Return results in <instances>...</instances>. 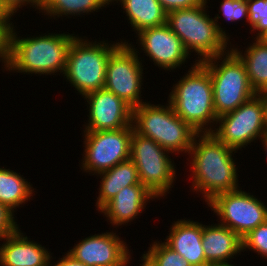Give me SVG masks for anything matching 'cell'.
Returning a JSON list of instances; mask_svg holds the SVG:
<instances>
[{
    "mask_svg": "<svg viewBox=\"0 0 267 266\" xmlns=\"http://www.w3.org/2000/svg\"><path fill=\"white\" fill-rule=\"evenodd\" d=\"M236 151L219 141L212 133L195 135L188 153L192 158V190L203 194L205 202H209L217 194L240 188L237 166L232 157Z\"/></svg>",
    "mask_w": 267,
    "mask_h": 266,
    "instance_id": "cell-1",
    "label": "cell"
},
{
    "mask_svg": "<svg viewBox=\"0 0 267 266\" xmlns=\"http://www.w3.org/2000/svg\"><path fill=\"white\" fill-rule=\"evenodd\" d=\"M13 25L11 31L10 62L6 71L24 74L53 75L64 73L68 51L74 34H41L20 39Z\"/></svg>",
    "mask_w": 267,
    "mask_h": 266,
    "instance_id": "cell-2",
    "label": "cell"
},
{
    "mask_svg": "<svg viewBox=\"0 0 267 266\" xmlns=\"http://www.w3.org/2000/svg\"><path fill=\"white\" fill-rule=\"evenodd\" d=\"M186 74L173 85L168 102L174 112L197 133H211V123L214 125L218 117L209 71L201 62L195 61Z\"/></svg>",
    "mask_w": 267,
    "mask_h": 266,
    "instance_id": "cell-3",
    "label": "cell"
},
{
    "mask_svg": "<svg viewBox=\"0 0 267 266\" xmlns=\"http://www.w3.org/2000/svg\"><path fill=\"white\" fill-rule=\"evenodd\" d=\"M206 4L207 0L193 8L170 11L166 18V24L181 39L186 51L197 53V62L225 54L230 41L217 23L220 16L217 14L214 19L210 18Z\"/></svg>",
    "mask_w": 267,
    "mask_h": 266,
    "instance_id": "cell-4",
    "label": "cell"
},
{
    "mask_svg": "<svg viewBox=\"0 0 267 266\" xmlns=\"http://www.w3.org/2000/svg\"><path fill=\"white\" fill-rule=\"evenodd\" d=\"M132 126L136 133L151 138L171 153H189L197 132L183 121L171 104L143 103L132 109Z\"/></svg>",
    "mask_w": 267,
    "mask_h": 266,
    "instance_id": "cell-5",
    "label": "cell"
},
{
    "mask_svg": "<svg viewBox=\"0 0 267 266\" xmlns=\"http://www.w3.org/2000/svg\"><path fill=\"white\" fill-rule=\"evenodd\" d=\"M226 51L225 54L201 62L211 77L217 117L236 110L256 95L249 82L244 62L232 49Z\"/></svg>",
    "mask_w": 267,
    "mask_h": 266,
    "instance_id": "cell-6",
    "label": "cell"
},
{
    "mask_svg": "<svg viewBox=\"0 0 267 266\" xmlns=\"http://www.w3.org/2000/svg\"><path fill=\"white\" fill-rule=\"evenodd\" d=\"M120 44L91 42L76 35L68 51L63 75L82 98L104 88L109 56Z\"/></svg>",
    "mask_w": 267,
    "mask_h": 266,
    "instance_id": "cell-7",
    "label": "cell"
},
{
    "mask_svg": "<svg viewBox=\"0 0 267 266\" xmlns=\"http://www.w3.org/2000/svg\"><path fill=\"white\" fill-rule=\"evenodd\" d=\"M169 153L151 138L132 132L130 159L135 163L140 183L158 198L166 196L176 179Z\"/></svg>",
    "mask_w": 267,
    "mask_h": 266,
    "instance_id": "cell-8",
    "label": "cell"
},
{
    "mask_svg": "<svg viewBox=\"0 0 267 266\" xmlns=\"http://www.w3.org/2000/svg\"><path fill=\"white\" fill-rule=\"evenodd\" d=\"M217 123L219 127L213 128L211 133L219 141L237 151L245 148L267 132L264 98L256 94L236 110L219 116Z\"/></svg>",
    "mask_w": 267,
    "mask_h": 266,
    "instance_id": "cell-9",
    "label": "cell"
},
{
    "mask_svg": "<svg viewBox=\"0 0 267 266\" xmlns=\"http://www.w3.org/2000/svg\"><path fill=\"white\" fill-rule=\"evenodd\" d=\"M128 44H121L110 54L105 74L104 88L111 91L132 109L143 102L140 97L143 78V66L138 51Z\"/></svg>",
    "mask_w": 267,
    "mask_h": 266,
    "instance_id": "cell-10",
    "label": "cell"
},
{
    "mask_svg": "<svg viewBox=\"0 0 267 266\" xmlns=\"http://www.w3.org/2000/svg\"><path fill=\"white\" fill-rule=\"evenodd\" d=\"M207 205L224 225L241 239L267 221V207L261 200L239 188L217 194Z\"/></svg>",
    "mask_w": 267,
    "mask_h": 266,
    "instance_id": "cell-11",
    "label": "cell"
},
{
    "mask_svg": "<svg viewBox=\"0 0 267 266\" xmlns=\"http://www.w3.org/2000/svg\"><path fill=\"white\" fill-rule=\"evenodd\" d=\"M133 126L118 130L84 131V171L99 174L130 159Z\"/></svg>",
    "mask_w": 267,
    "mask_h": 266,
    "instance_id": "cell-12",
    "label": "cell"
},
{
    "mask_svg": "<svg viewBox=\"0 0 267 266\" xmlns=\"http://www.w3.org/2000/svg\"><path fill=\"white\" fill-rule=\"evenodd\" d=\"M120 239L114 232L94 234L79 241L67 253L86 266H128L131 254Z\"/></svg>",
    "mask_w": 267,
    "mask_h": 266,
    "instance_id": "cell-13",
    "label": "cell"
},
{
    "mask_svg": "<svg viewBox=\"0 0 267 266\" xmlns=\"http://www.w3.org/2000/svg\"><path fill=\"white\" fill-rule=\"evenodd\" d=\"M89 119L84 131L118 130L132 126V108L105 88L88 93Z\"/></svg>",
    "mask_w": 267,
    "mask_h": 266,
    "instance_id": "cell-14",
    "label": "cell"
},
{
    "mask_svg": "<svg viewBox=\"0 0 267 266\" xmlns=\"http://www.w3.org/2000/svg\"><path fill=\"white\" fill-rule=\"evenodd\" d=\"M138 42L145 55L158 67L173 70L184 64L190 55L181 39L165 23L146 28L137 33Z\"/></svg>",
    "mask_w": 267,
    "mask_h": 266,
    "instance_id": "cell-15",
    "label": "cell"
},
{
    "mask_svg": "<svg viewBox=\"0 0 267 266\" xmlns=\"http://www.w3.org/2000/svg\"><path fill=\"white\" fill-rule=\"evenodd\" d=\"M2 240L0 266H50V252L41 244L30 241L19 228Z\"/></svg>",
    "mask_w": 267,
    "mask_h": 266,
    "instance_id": "cell-16",
    "label": "cell"
},
{
    "mask_svg": "<svg viewBox=\"0 0 267 266\" xmlns=\"http://www.w3.org/2000/svg\"><path fill=\"white\" fill-rule=\"evenodd\" d=\"M157 198L142 184L121 189L99 211L104 213L111 225L121 226L137 218L151 199ZM147 202V203H146Z\"/></svg>",
    "mask_w": 267,
    "mask_h": 266,
    "instance_id": "cell-17",
    "label": "cell"
},
{
    "mask_svg": "<svg viewBox=\"0 0 267 266\" xmlns=\"http://www.w3.org/2000/svg\"><path fill=\"white\" fill-rule=\"evenodd\" d=\"M202 245L210 266H234L229 259L242 252V239L219 223L211 226L202 224Z\"/></svg>",
    "mask_w": 267,
    "mask_h": 266,
    "instance_id": "cell-18",
    "label": "cell"
},
{
    "mask_svg": "<svg viewBox=\"0 0 267 266\" xmlns=\"http://www.w3.org/2000/svg\"><path fill=\"white\" fill-rule=\"evenodd\" d=\"M165 241L168 247L179 253L191 266H210L206 262L202 245L201 223L180 219L172 225Z\"/></svg>",
    "mask_w": 267,
    "mask_h": 266,
    "instance_id": "cell-19",
    "label": "cell"
},
{
    "mask_svg": "<svg viewBox=\"0 0 267 266\" xmlns=\"http://www.w3.org/2000/svg\"><path fill=\"white\" fill-rule=\"evenodd\" d=\"M97 176L102 179L96 202L98 211L124 187L141 184L137 168L131 159L123 161Z\"/></svg>",
    "mask_w": 267,
    "mask_h": 266,
    "instance_id": "cell-20",
    "label": "cell"
},
{
    "mask_svg": "<svg viewBox=\"0 0 267 266\" xmlns=\"http://www.w3.org/2000/svg\"><path fill=\"white\" fill-rule=\"evenodd\" d=\"M111 3H121L129 23L134 31L139 33L143 29L161 26L166 23L167 12L158 0H110Z\"/></svg>",
    "mask_w": 267,
    "mask_h": 266,
    "instance_id": "cell-21",
    "label": "cell"
},
{
    "mask_svg": "<svg viewBox=\"0 0 267 266\" xmlns=\"http://www.w3.org/2000/svg\"><path fill=\"white\" fill-rule=\"evenodd\" d=\"M256 42L250 44L244 52L238 48L232 49L244 62L251 87L256 94L267 91V44L260 39L254 38Z\"/></svg>",
    "mask_w": 267,
    "mask_h": 266,
    "instance_id": "cell-22",
    "label": "cell"
},
{
    "mask_svg": "<svg viewBox=\"0 0 267 266\" xmlns=\"http://www.w3.org/2000/svg\"><path fill=\"white\" fill-rule=\"evenodd\" d=\"M19 174L0 167V203L13 213L16 207L30 200L34 190L30 182Z\"/></svg>",
    "mask_w": 267,
    "mask_h": 266,
    "instance_id": "cell-23",
    "label": "cell"
},
{
    "mask_svg": "<svg viewBox=\"0 0 267 266\" xmlns=\"http://www.w3.org/2000/svg\"><path fill=\"white\" fill-rule=\"evenodd\" d=\"M110 3V0H44L42 13L53 18L56 16L59 18L62 15L80 16L83 13L98 12L97 10Z\"/></svg>",
    "mask_w": 267,
    "mask_h": 266,
    "instance_id": "cell-24",
    "label": "cell"
},
{
    "mask_svg": "<svg viewBox=\"0 0 267 266\" xmlns=\"http://www.w3.org/2000/svg\"><path fill=\"white\" fill-rule=\"evenodd\" d=\"M145 255L155 266H191L186 259L164 242L155 241Z\"/></svg>",
    "mask_w": 267,
    "mask_h": 266,
    "instance_id": "cell-25",
    "label": "cell"
},
{
    "mask_svg": "<svg viewBox=\"0 0 267 266\" xmlns=\"http://www.w3.org/2000/svg\"><path fill=\"white\" fill-rule=\"evenodd\" d=\"M248 5V23L251 31H258L259 38L267 30V0H246Z\"/></svg>",
    "mask_w": 267,
    "mask_h": 266,
    "instance_id": "cell-26",
    "label": "cell"
},
{
    "mask_svg": "<svg viewBox=\"0 0 267 266\" xmlns=\"http://www.w3.org/2000/svg\"><path fill=\"white\" fill-rule=\"evenodd\" d=\"M246 248L267 258V221L242 238V251H246Z\"/></svg>",
    "mask_w": 267,
    "mask_h": 266,
    "instance_id": "cell-27",
    "label": "cell"
},
{
    "mask_svg": "<svg viewBox=\"0 0 267 266\" xmlns=\"http://www.w3.org/2000/svg\"><path fill=\"white\" fill-rule=\"evenodd\" d=\"M220 13L230 22L246 18L248 22V5L246 0H223L220 2Z\"/></svg>",
    "mask_w": 267,
    "mask_h": 266,
    "instance_id": "cell-28",
    "label": "cell"
},
{
    "mask_svg": "<svg viewBox=\"0 0 267 266\" xmlns=\"http://www.w3.org/2000/svg\"><path fill=\"white\" fill-rule=\"evenodd\" d=\"M11 19H0V62H4L7 69L10 62L11 31L13 24Z\"/></svg>",
    "mask_w": 267,
    "mask_h": 266,
    "instance_id": "cell-29",
    "label": "cell"
},
{
    "mask_svg": "<svg viewBox=\"0 0 267 266\" xmlns=\"http://www.w3.org/2000/svg\"><path fill=\"white\" fill-rule=\"evenodd\" d=\"M19 228L14 213L0 203V240L11 235Z\"/></svg>",
    "mask_w": 267,
    "mask_h": 266,
    "instance_id": "cell-30",
    "label": "cell"
},
{
    "mask_svg": "<svg viewBox=\"0 0 267 266\" xmlns=\"http://www.w3.org/2000/svg\"><path fill=\"white\" fill-rule=\"evenodd\" d=\"M168 13L177 9H188L203 4L206 0H158Z\"/></svg>",
    "mask_w": 267,
    "mask_h": 266,
    "instance_id": "cell-31",
    "label": "cell"
},
{
    "mask_svg": "<svg viewBox=\"0 0 267 266\" xmlns=\"http://www.w3.org/2000/svg\"><path fill=\"white\" fill-rule=\"evenodd\" d=\"M1 3L4 5V7L7 9V11L14 16L18 8H21L22 6H26V4L32 5L34 8L41 11L44 6V0H0ZM37 6V7H36Z\"/></svg>",
    "mask_w": 267,
    "mask_h": 266,
    "instance_id": "cell-32",
    "label": "cell"
},
{
    "mask_svg": "<svg viewBox=\"0 0 267 266\" xmlns=\"http://www.w3.org/2000/svg\"><path fill=\"white\" fill-rule=\"evenodd\" d=\"M66 256H63V258H60L61 260L56 261L54 265L51 263L50 266H86L80 261L74 259L70 254L66 253Z\"/></svg>",
    "mask_w": 267,
    "mask_h": 266,
    "instance_id": "cell-33",
    "label": "cell"
},
{
    "mask_svg": "<svg viewBox=\"0 0 267 266\" xmlns=\"http://www.w3.org/2000/svg\"><path fill=\"white\" fill-rule=\"evenodd\" d=\"M12 15L7 11L0 1V19H12Z\"/></svg>",
    "mask_w": 267,
    "mask_h": 266,
    "instance_id": "cell-34",
    "label": "cell"
},
{
    "mask_svg": "<svg viewBox=\"0 0 267 266\" xmlns=\"http://www.w3.org/2000/svg\"><path fill=\"white\" fill-rule=\"evenodd\" d=\"M142 258L143 263L141 266H155L145 254H142Z\"/></svg>",
    "mask_w": 267,
    "mask_h": 266,
    "instance_id": "cell-35",
    "label": "cell"
},
{
    "mask_svg": "<svg viewBox=\"0 0 267 266\" xmlns=\"http://www.w3.org/2000/svg\"><path fill=\"white\" fill-rule=\"evenodd\" d=\"M261 142H262V145H264L263 146V147H265L264 151L267 154V132L261 137Z\"/></svg>",
    "mask_w": 267,
    "mask_h": 266,
    "instance_id": "cell-36",
    "label": "cell"
},
{
    "mask_svg": "<svg viewBox=\"0 0 267 266\" xmlns=\"http://www.w3.org/2000/svg\"><path fill=\"white\" fill-rule=\"evenodd\" d=\"M258 39L267 44V30Z\"/></svg>",
    "mask_w": 267,
    "mask_h": 266,
    "instance_id": "cell-37",
    "label": "cell"
},
{
    "mask_svg": "<svg viewBox=\"0 0 267 266\" xmlns=\"http://www.w3.org/2000/svg\"><path fill=\"white\" fill-rule=\"evenodd\" d=\"M262 97L264 98L266 104V121H267V91L261 93Z\"/></svg>",
    "mask_w": 267,
    "mask_h": 266,
    "instance_id": "cell-38",
    "label": "cell"
}]
</instances>
